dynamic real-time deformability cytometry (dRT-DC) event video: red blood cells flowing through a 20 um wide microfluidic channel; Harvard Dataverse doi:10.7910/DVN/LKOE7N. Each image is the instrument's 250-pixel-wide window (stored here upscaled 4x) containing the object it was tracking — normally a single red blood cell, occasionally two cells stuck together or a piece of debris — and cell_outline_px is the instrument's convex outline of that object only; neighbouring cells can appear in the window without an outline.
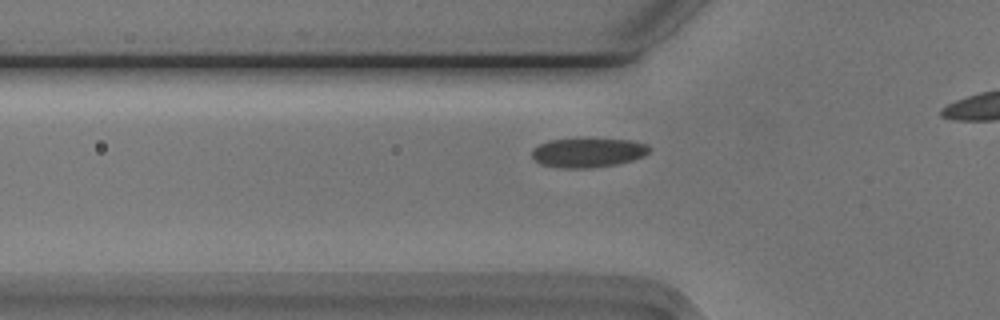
{"species": "Egyptian fruit bat (a non-hibernating species)", "species_latin": "Rousettus aegyptiacus", "temperature_condition": "cold", "stored_images_in_passage": 39, "camera_frame_rate_fps": 3000, "um_per_image_px": 0.085, "animal": {"sex": "male"}, "frame": {"image": 1, "passage_image": 13, "time_ms": 4.0, "image_size_px": [1000, 320], "cell_outline_px": [[652, 148], [644, 156], [632, 160], [616, 164], [592, 168], [560, 168], [540, 164], [532, 156], [532, 148], [548, 140], [576, 136], [580, 136], [632, 140], [648, 144]], "centroid_in_image_um": [49.97, 12.92], "position_along_channel_um": 75.8, "area_um2": 21.1}}
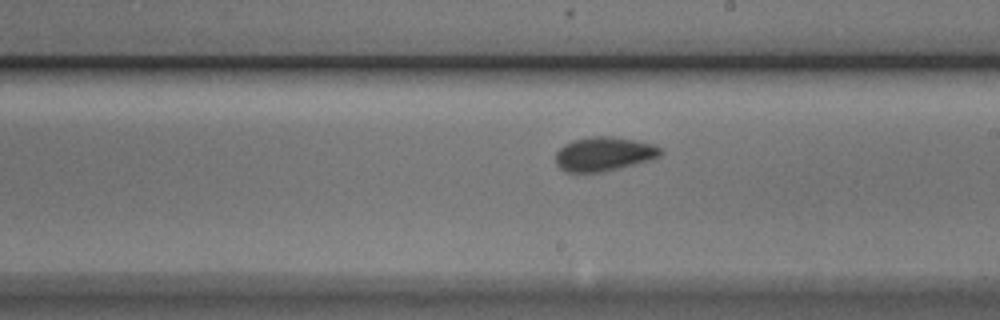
{"frame": {"image": 2, "passage_image": 26, "time_ms": 8.333, "image_size_px": [1000, 320], "cell_outline_px": [[664, 152], [660, 156], [652, 160], [620, 168], [600, 172], [568, 172], [560, 168], [556, 164], [556, 152], [564, 144], [572, 140], [592, 136], [612, 136], [636, 140], [652, 144], [664, 148]], "centroid_in_image_um": [51.38, 13.08], "position_along_channel_um": 237.6, "area_um2": 21.1}}
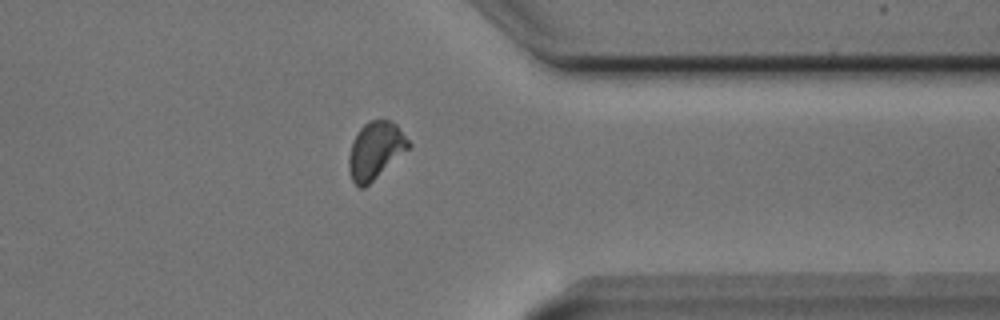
{"frame": {"image": 3, "passage_image": 38, "time_ms": 12.333, "image_size_px": [1000, 320], "cell_outline_px": [[412, 144], [408, 148], [364, 188], [360, 188], [352, 180], [348, 168], [348, 156], [352, 140], [356, 132], [364, 124], [372, 120], [392, 120], [396, 124]], "centroid_in_image_um": [31.88, 12.76], "position_along_channel_um": 379.5, "area_um2": 19.71}}